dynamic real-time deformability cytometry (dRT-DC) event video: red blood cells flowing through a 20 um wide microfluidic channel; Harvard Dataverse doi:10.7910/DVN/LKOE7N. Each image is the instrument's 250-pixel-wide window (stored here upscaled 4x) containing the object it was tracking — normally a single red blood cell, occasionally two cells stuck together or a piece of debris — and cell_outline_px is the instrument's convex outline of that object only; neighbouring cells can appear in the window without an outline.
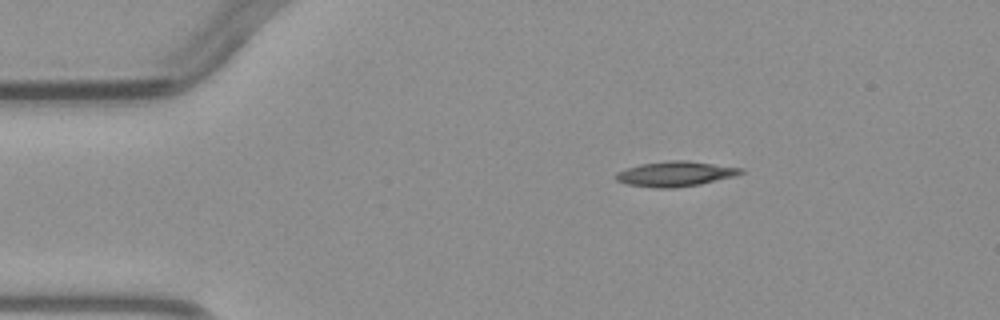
{"species": "common noctule bat (a hibernating species)", "species_latin": "Nyctalus noctula", "temperature_condition": "warm", "stored_images_in_passage": 4, "camera_frame_rate_fps": 3000, "um_per_image_px": 0.085, "animal": {"sex": "male", "body_mass_g": 23.1, "forearm_length_mm": 52.7}, "frame": {"image": 1, "passage_image": 1, "time_ms": 0.0, "image_size_px": [1000, 320], "cell_outline_px": [[744, 172], [736, 176], [700, 184], [672, 188], [656, 188], [628, 184], [616, 180], [616, 172], [640, 164], [668, 160], [688, 160], [744, 168]], "centroid_in_image_um": [57.44, 14.77], "position_along_channel_um": 27.6, "area_um2": 18.26}}
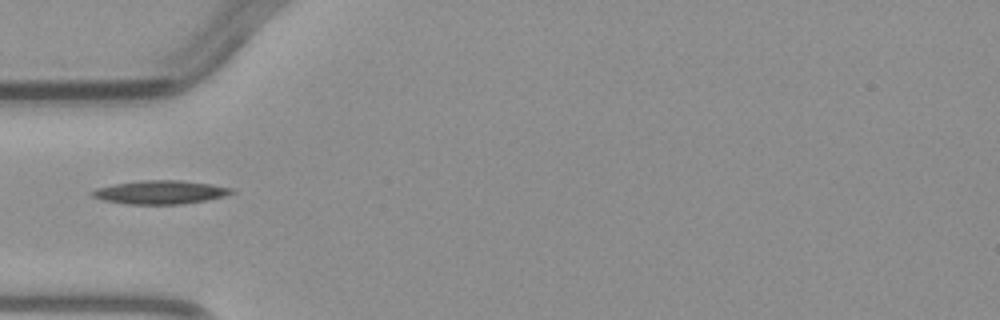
{"frame": {"image": 2, "passage_image": 3, "time_ms": 2.333, "image_size_px": [1000, 320], "cell_outline_px": [[236, 192], [224, 196], [208, 200], [184, 204], [128, 204], [104, 200], [92, 196], [88, 192], [96, 188], [112, 184], [144, 180], [180, 180], [208, 184], [232, 188]], "centroid_in_image_um": [13.61, 16.34], "position_along_channel_um": 71.4, "area_um2": 19.13}}
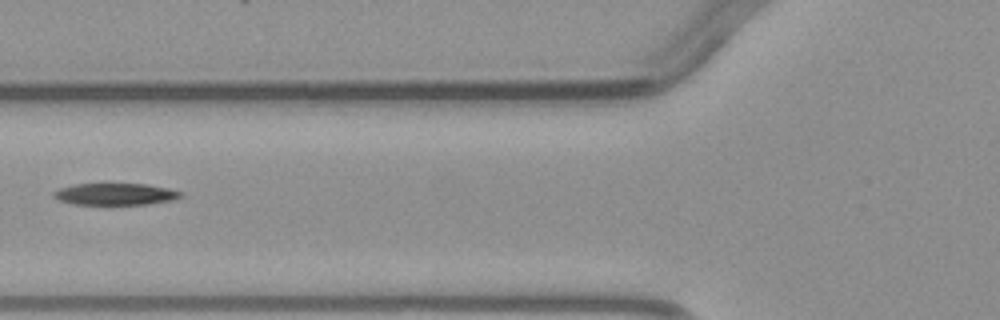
{"frame": {"image": 3, "passage_image": 4, "time_ms": 3.333, "image_size_px": [1000, 320], "cell_outline_px": [[184, 196], [176, 200], [148, 204], [112, 208], [72, 204], [60, 200], [52, 196], [52, 192], [60, 188], [76, 184], [144, 184], [168, 188], [184, 192]], "centroid_in_image_um": [9.83, 16.56], "position_along_channel_um": 116.0, "area_um2": 17.28}}